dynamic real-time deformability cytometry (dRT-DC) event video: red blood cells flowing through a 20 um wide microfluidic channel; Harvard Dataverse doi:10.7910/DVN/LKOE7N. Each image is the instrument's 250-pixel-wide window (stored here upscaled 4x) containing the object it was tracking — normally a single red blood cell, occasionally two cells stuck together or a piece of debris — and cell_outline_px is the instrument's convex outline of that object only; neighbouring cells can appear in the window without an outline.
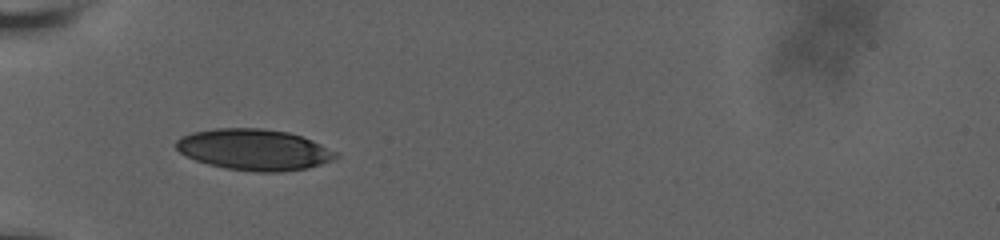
{"species": "human", "species_latin": "Homo sapiens", "temperature_condition": "room temperature", "stored_images_in_passage": 37, "camera_frame_rate_fps": 3000, "um_per_image_px": 0.085, "donor": {"sex": "male"}, "frame": {"image": 1, "passage_image": 1, "time_ms": 0.0, "image_size_px": [1000, 240], "cell_outline_px": [[340, 156], [332, 160], [320, 164], [304, 168], [280, 172], [256, 172], [224, 168], [208, 164], [196, 160], [180, 152], [176, 148], [176, 140], [180, 136], [192, 132], [216, 128], [260, 128], [288, 132], [312, 140], [336, 152]], "centroid_in_image_um": [21.57, 12.71], "position_along_channel_um": 63.4, "area_um2": 38.09}}
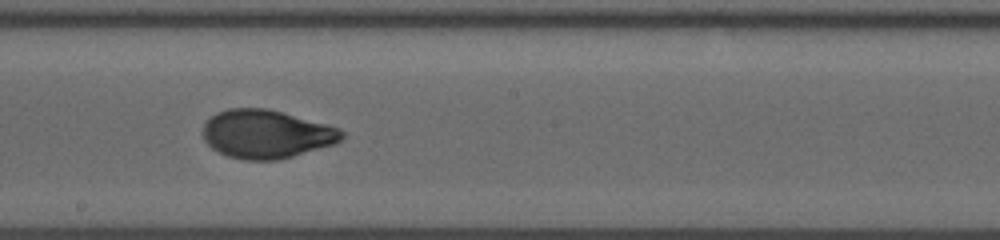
{"frame": {"image": 2, "passage_image": 18, "time_ms": 4.667, "image_size_px": [1000, 240], "cell_outline_px": [[344, 136], [336, 144], [280, 160], [244, 160], [228, 156], [212, 148], [204, 140], [204, 124], [216, 112], [228, 108], [268, 108], [340, 128], [344, 132]], "centroid_in_image_um": [22.66, 11.4], "position_along_channel_um": 225.5, "area_um2": 39.25}}
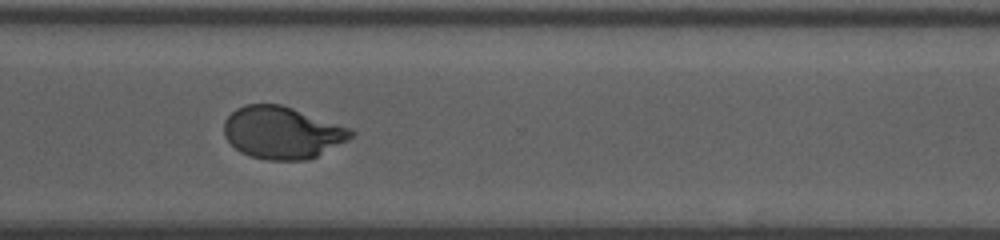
{"frame": {"image": 3, "passage_image": 36, "time_ms": 8.0, "image_size_px": [1000, 240], "cell_outline_px": [[356, 132], [348, 140], [308, 160], [268, 160], [252, 156], [240, 152], [224, 136], [224, 120], [236, 108], [244, 104], [280, 104], [352, 128]], "centroid_in_image_um": [23.99, 11.26], "position_along_channel_um": 346.6, "area_um2": 38.55}}